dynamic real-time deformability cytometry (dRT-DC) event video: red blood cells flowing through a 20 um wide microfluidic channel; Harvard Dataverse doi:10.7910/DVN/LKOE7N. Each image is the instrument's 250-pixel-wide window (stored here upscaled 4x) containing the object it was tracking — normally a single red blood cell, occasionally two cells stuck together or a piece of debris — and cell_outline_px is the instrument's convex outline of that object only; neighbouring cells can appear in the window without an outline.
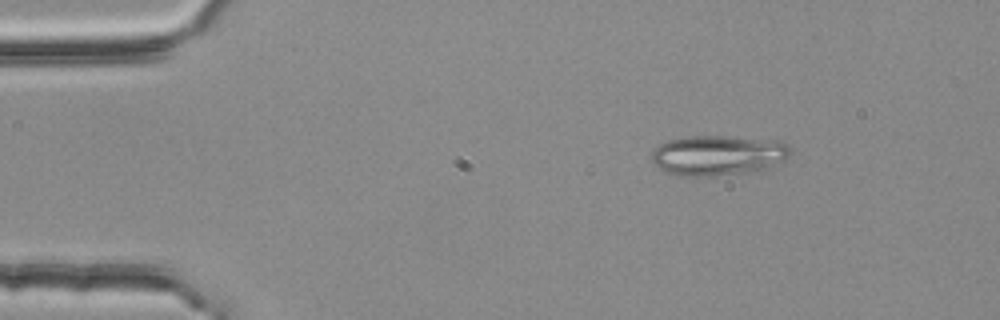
{"species": "common noctule bat (a hibernating species)", "species_latin": "Nyctalus noctula", "temperature_condition": "room temperature", "stored_images_in_passage": 47, "segment_of_instrument_passage": [1, 2], "camera_frame_rate_fps": 3000, "um_per_image_px": 0.085, "animal": {"sex": "female", "body_mass_g": 25.1}, "frame": {"image": 1, "passage_image": 1, "time_ms": 0.0, "image_size_px": [1000, 320], "cell_outline_px": [[792, 152], [784, 160], [748, 172], [716, 176], [676, 176], [664, 172], [652, 164], [648, 156], [660, 144], [668, 140], [692, 136], [724, 136], [776, 140], [788, 144], [792, 148]], "centroid_in_image_um": [60.95, 13.2], "position_along_channel_um": 24.1, "area_um2": 32.6}}